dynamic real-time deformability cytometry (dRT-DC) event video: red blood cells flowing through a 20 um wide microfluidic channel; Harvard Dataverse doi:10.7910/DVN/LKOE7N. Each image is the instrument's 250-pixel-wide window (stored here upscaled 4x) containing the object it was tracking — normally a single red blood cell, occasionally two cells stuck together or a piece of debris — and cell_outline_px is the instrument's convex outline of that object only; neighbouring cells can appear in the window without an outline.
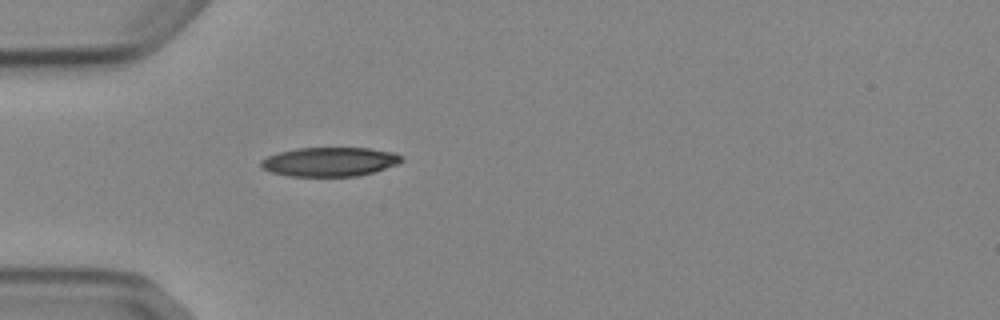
{"species": "Egyptian fruit bat (a non-hibernating species)", "species_latin": "Rousettus aegyptiacus", "temperature_condition": "cold", "stored_images_in_passage": 2, "camera_frame_rate_fps": 3000, "um_per_image_px": 0.085, "animal": {"sex": "female"}, "frame": {"image": 1, "passage_image": 2, "time_ms": 1.333, "image_size_px": [1000, 320], "cell_outline_px": [[404, 160], [396, 164], [372, 172], [356, 176], [288, 176], [272, 172], [260, 168], [260, 160], [268, 156], [280, 152], [296, 148], [368, 148], [396, 152]], "centroid_in_image_um": [27.99, 13.74], "position_along_channel_um": 57.0, "area_um2": 23.76}}